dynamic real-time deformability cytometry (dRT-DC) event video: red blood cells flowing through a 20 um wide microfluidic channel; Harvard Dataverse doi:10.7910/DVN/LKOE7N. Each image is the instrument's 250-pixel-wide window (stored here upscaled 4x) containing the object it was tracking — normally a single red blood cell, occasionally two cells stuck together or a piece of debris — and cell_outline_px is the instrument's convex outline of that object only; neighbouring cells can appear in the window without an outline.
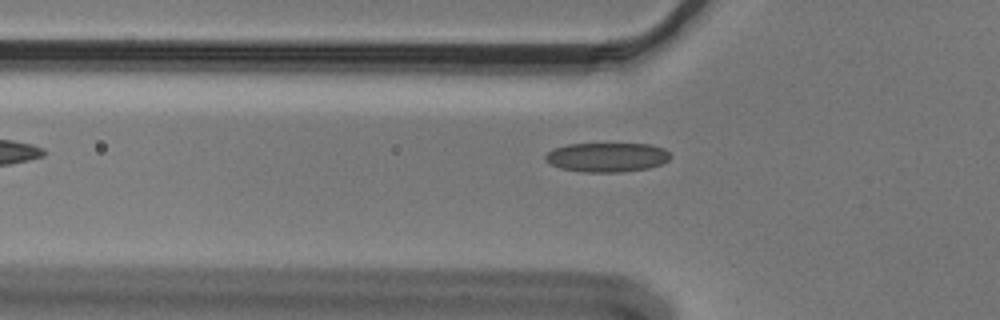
{"species": "Egyptian fruit bat (a non-hibernating species)", "species_latin": "Rousettus aegyptiacus", "temperature_condition": "cold", "stored_images_in_passage": 35, "camera_frame_rate_fps": 3000, "um_per_image_px": 0.085, "animal": {"sex": "male"}, "frame": {"image": 1, "passage_image": 4, "time_ms": 1.0, "image_size_px": [1000, 320], "cell_outline_px": [[672, 156], [668, 160], [660, 164], [648, 168], [624, 172], [580, 172], [560, 168], [544, 160], [544, 156], [552, 148], [568, 144], [648, 144], [664, 148]], "centroid_in_image_um": [51.57, 13.37], "position_along_channel_um": 74.2, "area_um2": 21.44}}
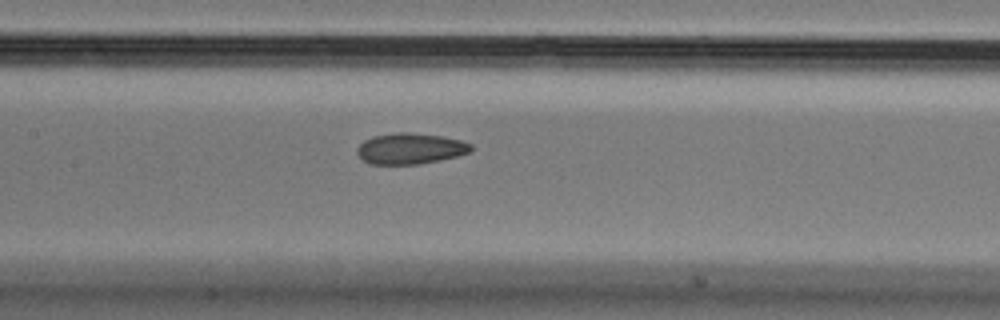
{"frame": {"image": 2, "passage_image": 12, "time_ms": 3.667, "image_size_px": [1000, 320], "cell_outline_px": [[472, 152], [440, 160], [420, 164], [372, 164], [364, 160], [356, 152], [356, 148], [364, 140], [372, 136], [396, 132], [408, 132], [444, 136], [460, 140], [472, 144]], "centroid_in_image_um": [34.89, 12.62], "position_along_channel_um": 172.5, "area_um2": 20.63}}
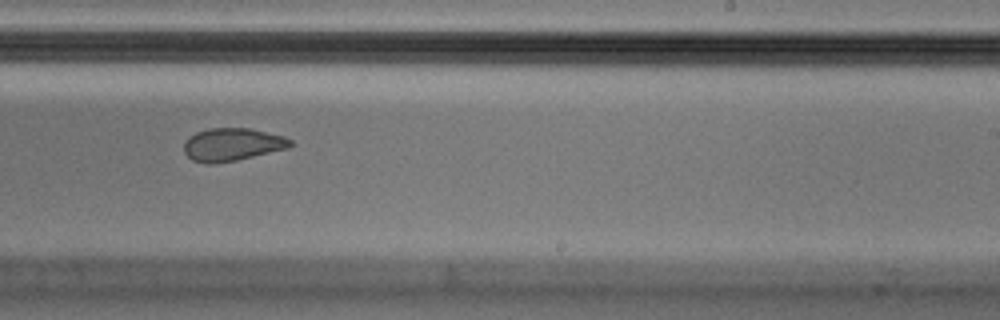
{"frame": {"image": 3, "passage_image": 20, "time_ms": 6.333, "image_size_px": [1000, 320], "cell_outline_px": [[292, 144], [288, 148], [236, 160], [216, 164], [208, 164], [192, 160], [184, 152], [184, 144], [188, 136], [196, 132], [208, 128], [248, 128], [284, 136], [292, 140]], "centroid_in_image_um": [19.71, 12.28], "position_along_channel_um": 269.3, "area_um2": 20.35}, "authors_computed_cell_mechanics": {"area_um2": 21.097, "velocity_mm_per_s": 3.6439, "shape_relaxation_time_tau1_ms": null, "shape_relaxation_time_tau2_ms": 2.6971, "deformation_change_tau1": null, "deformation_change_tau2": 0.0603}}